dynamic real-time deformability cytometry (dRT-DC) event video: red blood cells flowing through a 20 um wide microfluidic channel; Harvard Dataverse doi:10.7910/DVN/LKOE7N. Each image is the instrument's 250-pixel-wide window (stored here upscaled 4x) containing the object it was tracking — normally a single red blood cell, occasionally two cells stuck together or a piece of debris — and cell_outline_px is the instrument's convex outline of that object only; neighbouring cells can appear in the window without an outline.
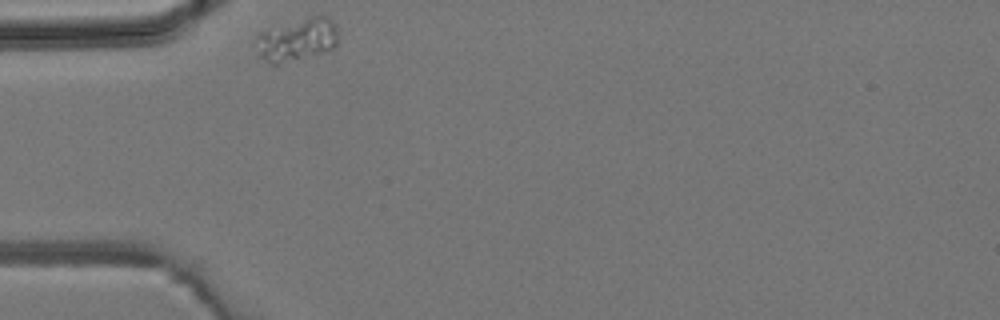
{"species": "common noctule bat (a hibernating species)", "species_latin": "Nyctalus noctula", "temperature_condition": "room temperature", "stored_images_in_passage": 28, "camera_frame_rate_fps": 3000, "um_per_image_px": 0.085, "animal": {"sex": "male", "body_mass_g": 19.2, "forearm_length_mm": 51.8}, "frame": {"image": 1, "passage_image": 1, "time_ms": 0.0, "image_size_px": [1000, 320], "cell_outline_px": [[336, 44], [328, 52], [276, 64], [272, 64], [256, 56], [252, 40], [256, 32], [268, 28], [312, 16], [328, 16], [336, 24]], "centroid_in_image_um": [25.13, 3.38], "position_along_channel_um": 59.9, "area_um2": 21.1}}
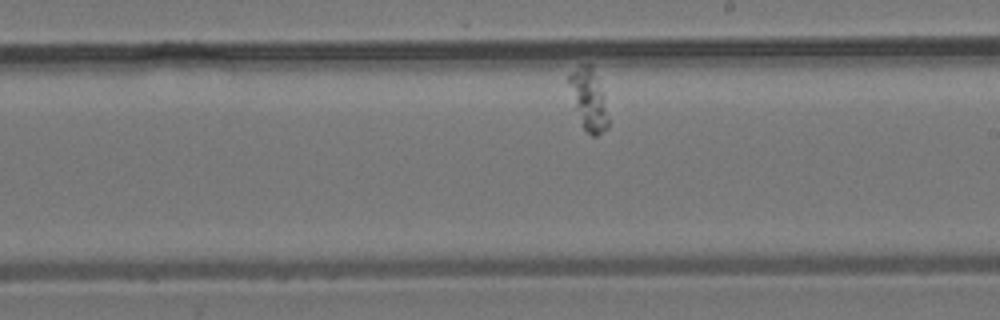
{"frame": {"image": 2, "passage_image": 16, "time_ms": 5.0, "image_size_px": [1000, 320], "cell_outline_px": [[608, 128], [596, 136], [592, 136], [580, 124], [568, 84], [568, 76], [580, 64], [592, 64], [608, 120]], "centroid_in_image_um": [49.98, 8.47], "position_along_channel_um": 239.0, "area_um2": 13.41}}
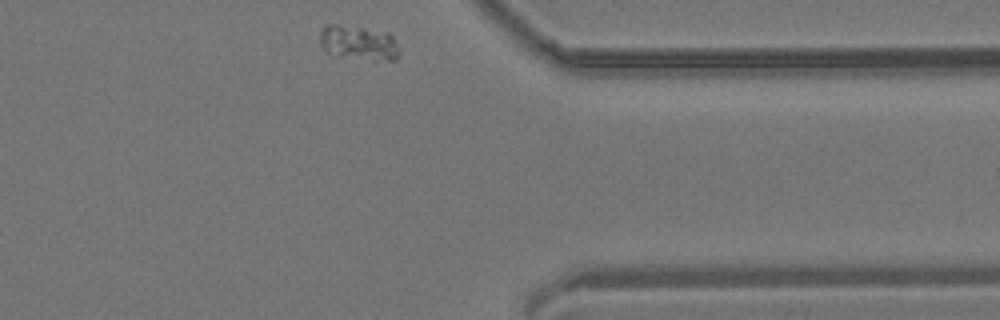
{"frame": {"image": 3, "passage_image": 28, "time_ms": 9.0, "image_size_px": [1000, 320], "cell_outline_px": [[400, 52], [396, 60], [376, 60], [324, 52], [320, 44], [320, 28], [324, 24], [336, 24], [364, 28], [388, 32], [392, 36], [400, 48]], "centroid_in_image_um": [30.48, 3.61], "position_along_channel_um": 380.9, "area_um2": 16.01}}